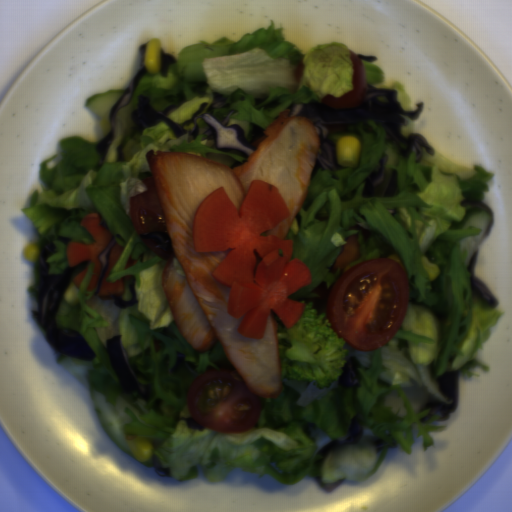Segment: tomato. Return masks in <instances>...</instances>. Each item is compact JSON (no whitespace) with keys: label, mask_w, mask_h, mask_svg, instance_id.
Listing matches in <instances>:
<instances>
[{"label":"tomato","mask_w":512,"mask_h":512,"mask_svg":"<svg viewBox=\"0 0 512 512\" xmlns=\"http://www.w3.org/2000/svg\"><path fill=\"white\" fill-rule=\"evenodd\" d=\"M410 285L394 259H366L337 275L326 315L344 343L362 352L384 347L398 332L408 309Z\"/></svg>","instance_id":"tomato-1"},{"label":"tomato","mask_w":512,"mask_h":512,"mask_svg":"<svg viewBox=\"0 0 512 512\" xmlns=\"http://www.w3.org/2000/svg\"><path fill=\"white\" fill-rule=\"evenodd\" d=\"M187 403L193 421L204 429L237 435L258 425L263 409L261 397L240 373L219 366L195 378Z\"/></svg>","instance_id":"tomato-2"},{"label":"tomato","mask_w":512,"mask_h":512,"mask_svg":"<svg viewBox=\"0 0 512 512\" xmlns=\"http://www.w3.org/2000/svg\"><path fill=\"white\" fill-rule=\"evenodd\" d=\"M142 181L146 190L130 199V221L145 246L160 259L168 262L174 250L152 175Z\"/></svg>","instance_id":"tomato-3"},{"label":"tomato","mask_w":512,"mask_h":512,"mask_svg":"<svg viewBox=\"0 0 512 512\" xmlns=\"http://www.w3.org/2000/svg\"><path fill=\"white\" fill-rule=\"evenodd\" d=\"M350 59L353 63L354 73L352 75V90L341 97L328 93L324 94L320 100V105L331 109H350L360 106L368 89V78L365 66L361 58L354 52Z\"/></svg>","instance_id":"tomato-4"},{"label":"tomato","mask_w":512,"mask_h":512,"mask_svg":"<svg viewBox=\"0 0 512 512\" xmlns=\"http://www.w3.org/2000/svg\"><path fill=\"white\" fill-rule=\"evenodd\" d=\"M304 61L298 64L292 71V74L296 80V82H300V80L304 77V68H305Z\"/></svg>","instance_id":"tomato-5"}]
</instances>
